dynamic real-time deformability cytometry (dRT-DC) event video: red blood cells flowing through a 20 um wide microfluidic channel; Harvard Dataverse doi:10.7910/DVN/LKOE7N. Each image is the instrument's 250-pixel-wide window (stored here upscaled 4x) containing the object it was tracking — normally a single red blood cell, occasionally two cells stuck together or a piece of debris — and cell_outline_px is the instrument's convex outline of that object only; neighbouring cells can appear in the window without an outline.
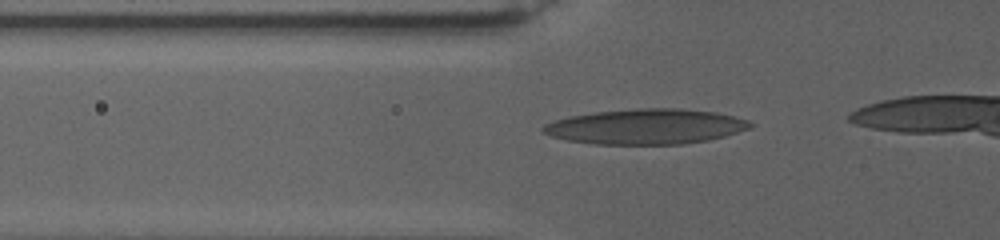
{"species": "human", "species_latin": "Homo sapiens", "temperature_condition": "warm", "stored_images_in_passage": 33, "camera_frame_rate_fps": 3000, "um_per_image_px": 0.085, "donor": {"sex": "female"}, "frame": {"image": 1, "passage_image": 3, "time_ms": 1.0, "image_size_px": [1000, 240], "cell_outline_px": [[752, 124], [748, 128], [724, 136], [708, 140], [684, 144], [596, 144], [568, 140], [552, 136], [540, 132], [540, 128], [544, 124], [556, 120], [572, 116], [596, 112], [640, 108], [680, 108], [716, 112], [748, 120]], "centroid_in_image_um": [54.87, 10.76], "position_along_channel_um": 70.9, "area_um2": 42.19}}
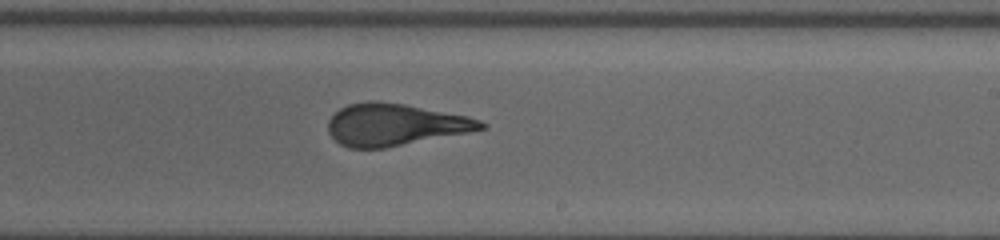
{"frame": {"image": 2, "passage_image": 18, "time_ms": 8.0, "image_size_px": [1000, 240], "cell_outline_px": [[488, 124], [484, 128], [384, 148], [348, 148], [340, 144], [328, 132], [328, 120], [340, 108], [348, 104], [368, 100], [376, 100], [404, 104], [468, 116], [480, 120]], "centroid_in_image_um": [33.51, 10.58], "position_along_channel_um": 255.5, "area_um2": 36.93}}
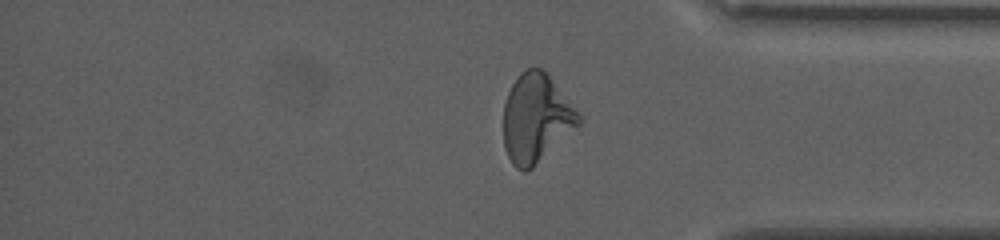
{"frame": {"image": 3, "passage_image": 30, "time_ms": 13.333, "image_size_px": [1000, 240], "cell_outline_px": [[580, 124], [532, 168], [524, 172], [516, 168], [512, 164], [504, 148], [504, 104], [508, 92], [512, 84], [520, 72], [528, 68], [540, 68], [548, 76], [580, 116]], "centroid_in_image_um": [45.52, 10.08], "position_along_channel_um": 389.7, "area_um2": 37.92}}